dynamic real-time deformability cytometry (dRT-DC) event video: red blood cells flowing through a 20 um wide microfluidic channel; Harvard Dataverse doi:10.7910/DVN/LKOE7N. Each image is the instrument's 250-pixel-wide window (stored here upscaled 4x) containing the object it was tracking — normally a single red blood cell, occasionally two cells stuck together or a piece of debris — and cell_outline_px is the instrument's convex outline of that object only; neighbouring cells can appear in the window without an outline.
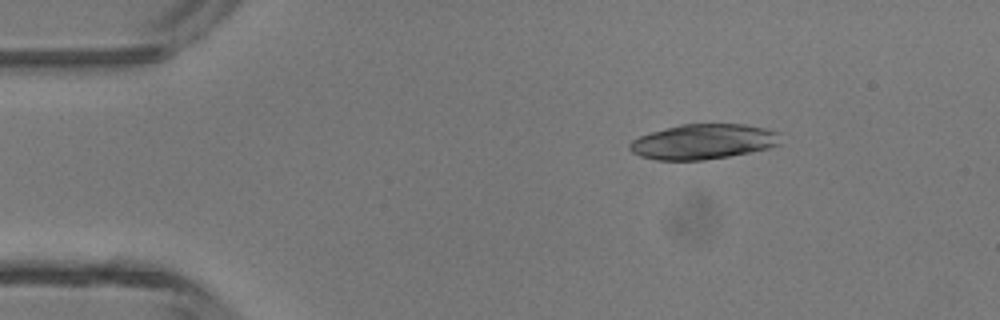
{"species": "common noctule bat (a hibernating species)", "species_latin": "Nyctalus noctula", "temperature_condition": "room temperature", "stored_images_in_passage": 11, "camera_frame_rate_fps": 3000, "um_per_image_px": 0.085, "animal": {"sex": "male", "body_mass_g": 13.3}, "frame": {"image": 1, "passage_image": 1, "time_ms": 0.0, "image_size_px": [1000, 320], "cell_outline_px": [[780, 144], [768, 148], [728, 156], [704, 160], [656, 160], [640, 156], [632, 152], [628, 148], [628, 144], [632, 140], [640, 136], [652, 132], [680, 124], [744, 124], [764, 128], [780, 132]], "centroid_in_image_um": [59.77, 12.04], "position_along_channel_um": 25.2, "area_um2": 30.81}}